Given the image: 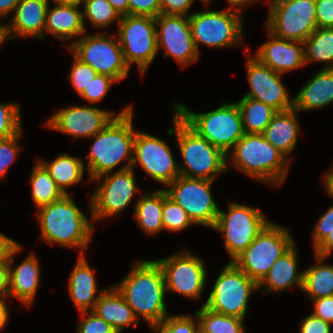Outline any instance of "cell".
I'll return each mask as SVG.
<instances>
[{
  "label": "cell",
  "instance_id": "52a82bcc",
  "mask_svg": "<svg viewBox=\"0 0 333 333\" xmlns=\"http://www.w3.org/2000/svg\"><path fill=\"white\" fill-rule=\"evenodd\" d=\"M294 244L296 243L286 226L270 221L254 241L231 262L259 283L275 261Z\"/></svg>",
  "mask_w": 333,
  "mask_h": 333
},
{
  "label": "cell",
  "instance_id": "ac0fdd59",
  "mask_svg": "<svg viewBox=\"0 0 333 333\" xmlns=\"http://www.w3.org/2000/svg\"><path fill=\"white\" fill-rule=\"evenodd\" d=\"M133 107L126 106L117 115L110 110L90 106H70L54 113L45 126L53 130L78 137H93L102 131L116 116L129 112Z\"/></svg>",
  "mask_w": 333,
  "mask_h": 333
},
{
  "label": "cell",
  "instance_id": "30bf717a",
  "mask_svg": "<svg viewBox=\"0 0 333 333\" xmlns=\"http://www.w3.org/2000/svg\"><path fill=\"white\" fill-rule=\"evenodd\" d=\"M255 290H259L258 283L230 261L218 275L203 305L212 311L245 319L248 301Z\"/></svg>",
  "mask_w": 333,
  "mask_h": 333
},
{
  "label": "cell",
  "instance_id": "681fc988",
  "mask_svg": "<svg viewBox=\"0 0 333 333\" xmlns=\"http://www.w3.org/2000/svg\"><path fill=\"white\" fill-rule=\"evenodd\" d=\"M314 304V316L333 324V296L311 300Z\"/></svg>",
  "mask_w": 333,
  "mask_h": 333
},
{
  "label": "cell",
  "instance_id": "ab89813d",
  "mask_svg": "<svg viewBox=\"0 0 333 333\" xmlns=\"http://www.w3.org/2000/svg\"><path fill=\"white\" fill-rule=\"evenodd\" d=\"M20 113L18 104L0 103V140L11 138L22 130Z\"/></svg>",
  "mask_w": 333,
  "mask_h": 333
},
{
  "label": "cell",
  "instance_id": "d6a6232c",
  "mask_svg": "<svg viewBox=\"0 0 333 333\" xmlns=\"http://www.w3.org/2000/svg\"><path fill=\"white\" fill-rule=\"evenodd\" d=\"M236 103L241 112L244 132L247 134H263L277 112L265 103L250 97H243Z\"/></svg>",
  "mask_w": 333,
  "mask_h": 333
},
{
  "label": "cell",
  "instance_id": "836d02e7",
  "mask_svg": "<svg viewBox=\"0 0 333 333\" xmlns=\"http://www.w3.org/2000/svg\"><path fill=\"white\" fill-rule=\"evenodd\" d=\"M305 64L324 62L333 69V28H317L304 42Z\"/></svg>",
  "mask_w": 333,
  "mask_h": 333
},
{
  "label": "cell",
  "instance_id": "bcb514c9",
  "mask_svg": "<svg viewBox=\"0 0 333 333\" xmlns=\"http://www.w3.org/2000/svg\"><path fill=\"white\" fill-rule=\"evenodd\" d=\"M161 0H129L128 15L156 18L161 14Z\"/></svg>",
  "mask_w": 333,
  "mask_h": 333
},
{
  "label": "cell",
  "instance_id": "cb8c5ba5",
  "mask_svg": "<svg viewBox=\"0 0 333 333\" xmlns=\"http://www.w3.org/2000/svg\"><path fill=\"white\" fill-rule=\"evenodd\" d=\"M294 244L287 252L279 257L275 263L271 266L268 273L258 283V289L265 288L263 294L283 292L293 285L302 290L303 285V271L299 272L297 269L298 264V252ZM264 285V286H263Z\"/></svg>",
  "mask_w": 333,
  "mask_h": 333
},
{
  "label": "cell",
  "instance_id": "2e32d148",
  "mask_svg": "<svg viewBox=\"0 0 333 333\" xmlns=\"http://www.w3.org/2000/svg\"><path fill=\"white\" fill-rule=\"evenodd\" d=\"M155 261L162 269L166 292L172 291L192 299L202 296L207 271L200 257L183 250Z\"/></svg>",
  "mask_w": 333,
  "mask_h": 333
},
{
  "label": "cell",
  "instance_id": "9a60e30c",
  "mask_svg": "<svg viewBox=\"0 0 333 333\" xmlns=\"http://www.w3.org/2000/svg\"><path fill=\"white\" fill-rule=\"evenodd\" d=\"M212 180L178 176L164 189L167 196L180 205L195 225L212 229L216 223L219 207L212 197Z\"/></svg>",
  "mask_w": 333,
  "mask_h": 333
},
{
  "label": "cell",
  "instance_id": "6125c7cd",
  "mask_svg": "<svg viewBox=\"0 0 333 333\" xmlns=\"http://www.w3.org/2000/svg\"><path fill=\"white\" fill-rule=\"evenodd\" d=\"M6 41L4 36V24L0 22V45Z\"/></svg>",
  "mask_w": 333,
  "mask_h": 333
},
{
  "label": "cell",
  "instance_id": "816d5d0a",
  "mask_svg": "<svg viewBox=\"0 0 333 333\" xmlns=\"http://www.w3.org/2000/svg\"><path fill=\"white\" fill-rule=\"evenodd\" d=\"M9 296V270L6 256L0 261V299Z\"/></svg>",
  "mask_w": 333,
  "mask_h": 333
},
{
  "label": "cell",
  "instance_id": "f5cc1de1",
  "mask_svg": "<svg viewBox=\"0 0 333 333\" xmlns=\"http://www.w3.org/2000/svg\"><path fill=\"white\" fill-rule=\"evenodd\" d=\"M333 252V232L314 249V254L327 258Z\"/></svg>",
  "mask_w": 333,
  "mask_h": 333
},
{
  "label": "cell",
  "instance_id": "4316f807",
  "mask_svg": "<svg viewBox=\"0 0 333 333\" xmlns=\"http://www.w3.org/2000/svg\"><path fill=\"white\" fill-rule=\"evenodd\" d=\"M333 103V69H321L293 98V107L299 112L322 109Z\"/></svg>",
  "mask_w": 333,
  "mask_h": 333
},
{
  "label": "cell",
  "instance_id": "9c48e42d",
  "mask_svg": "<svg viewBox=\"0 0 333 333\" xmlns=\"http://www.w3.org/2000/svg\"><path fill=\"white\" fill-rule=\"evenodd\" d=\"M316 0H270L266 30L278 38L304 42L317 28Z\"/></svg>",
  "mask_w": 333,
  "mask_h": 333
},
{
  "label": "cell",
  "instance_id": "277c9868",
  "mask_svg": "<svg viewBox=\"0 0 333 333\" xmlns=\"http://www.w3.org/2000/svg\"><path fill=\"white\" fill-rule=\"evenodd\" d=\"M231 150L227 153V169L231 162L247 176L274 187H280L285 181L290 159L274 148L263 134L245 133Z\"/></svg>",
  "mask_w": 333,
  "mask_h": 333
},
{
  "label": "cell",
  "instance_id": "ba28073f",
  "mask_svg": "<svg viewBox=\"0 0 333 333\" xmlns=\"http://www.w3.org/2000/svg\"><path fill=\"white\" fill-rule=\"evenodd\" d=\"M189 23L198 53L199 45L225 48L243 44L242 11L239 9L198 11L189 14Z\"/></svg>",
  "mask_w": 333,
  "mask_h": 333
},
{
  "label": "cell",
  "instance_id": "e0dca14e",
  "mask_svg": "<svg viewBox=\"0 0 333 333\" xmlns=\"http://www.w3.org/2000/svg\"><path fill=\"white\" fill-rule=\"evenodd\" d=\"M140 164L154 181L165 186L178 176L179 164L175 161L165 140L142 131H136L132 167Z\"/></svg>",
  "mask_w": 333,
  "mask_h": 333
},
{
  "label": "cell",
  "instance_id": "e7e4bbea",
  "mask_svg": "<svg viewBox=\"0 0 333 333\" xmlns=\"http://www.w3.org/2000/svg\"><path fill=\"white\" fill-rule=\"evenodd\" d=\"M201 2H202L205 6H207V5L209 4V0H201Z\"/></svg>",
  "mask_w": 333,
  "mask_h": 333
},
{
  "label": "cell",
  "instance_id": "74e56055",
  "mask_svg": "<svg viewBox=\"0 0 333 333\" xmlns=\"http://www.w3.org/2000/svg\"><path fill=\"white\" fill-rule=\"evenodd\" d=\"M162 221L164 230L171 232L181 231L190 225H195L189 218L187 212L180 205L169 198L164 189Z\"/></svg>",
  "mask_w": 333,
  "mask_h": 333
},
{
  "label": "cell",
  "instance_id": "c3c4849f",
  "mask_svg": "<svg viewBox=\"0 0 333 333\" xmlns=\"http://www.w3.org/2000/svg\"><path fill=\"white\" fill-rule=\"evenodd\" d=\"M194 1L195 0H161V14L189 16L188 10H190Z\"/></svg>",
  "mask_w": 333,
  "mask_h": 333
},
{
  "label": "cell",
  "instance_id": "d4e9b609",
  "mask_svg": "<svg viewBox=\"0 0 333 333\" xmlns=\"http://www.w3.org/2000/svg\"><path fill=\"white\" fill-rule=\"evenodd\" d=\"M92 311L117 333H122L125 327L137 326L140 322L115 286L100 290V297Z\"/></svg>",
  "mask_w": 333,
  "mask_h": 333
},
{
  "label": "cell",
  "instance_id": "e575fe53",
  "mask_svg": "<svg viewBox=\"0 0 333 333\" xmlns=\"http://www.w3.org/2000/svg\"><path fill=\"white\" fill-rule=\"evenodd\" d=\"M31 196L34 204L40 208L60 199L64 194L57 187L49 171L38 160L30 175Z\"/></svg>",
  "mask_w": 333,
  "mask_h": 333
},
{
  "label": "cell",
  "instance_id": "91938a15",
  "mask_svg": "<svg viewBox=\"0 0 333 333\" xmlns=\"http://www.w3.org/2000/svg\"><path fill=\"white\" fill-rule=\"evenodd\" d=\"M14 240L0 233V251H7V248Z\"/></svg>",
  "mask_w": 333,
  "mask_h": 333
},
{
  "label": "cell",
  "instance_id": "7a4b0ae2",
  "mask_svg": "<svg viewBox=\"0 0 333 333\" xmlns=\"http://www.w3.org/2000/svg\"><path fill=\"white\" fill-rule=\"evenodd\" d=\"M70 194L40 207L37 220L41 229V239L49 244H61V247H78L79 255H84L91 241L94 229L93 219H88L79 209Z\"/></svg>",
  "mask_w": 333,
  "mask_h": 333
},
{
  "label": "cell",
  "instance_id": "ffe728a7",
  "mask_svg": "<svg viewBox=\"0 0 333 333\" xmlns=\"http://www.w3.org/2000/svg\"><path fill=\"white\" fill-rule=\"evenodd\" d=\"M247 79L250 91L243 97H250L265 103L276 111L293 108V98L282 83V74L262 64L256 57L247 54Z\"/></svg>",
  "mask_w": 333,
  "mask_h": 333
},
{
  "label": "cell",
  "instance_id": "9f6ffc18",
  "mask_svg": "<svg viewBox=\"0 0 333 333\" xmlns=\"http://www.w3.org/2000/svg\"><path fill=\"white\" fill-rule=\"evenodd\" d=\"M108 1L121 17L128 15L129 0H108Z\"/></svg>",
  "mask_w": 333,
  "mask_h": 333
},
{
  "label": "cell",
  "instance_id": "4fadbf2b",
  "mask_svg": "<svg viewBox=\"0 0 333 333\" xmlns=\"http://www.w3.org/2000/svg\"><path fill=\"white\" fill-rule=\"evenodd\" d=\"M269 222L259 209L230 203L228 212L219 209L212 229L225 237L224 246L233 260L254 241Z\"/></svg>",
  "mask_w": 333,
  "mask_h": 333
},
{
  "label": "cell",
  "instance_id": "8992f818",
  "mask_svg": "<svg viewBox=\"0 0 333 333\" xmlns=\"http://www.w3.org/2000/svg\"><path fill=\"white\" fill-rule=\"evenodd\" d=\"M174 111L200 136L226 155L245 134L237 103H222L216 110L195 113L186 105L174 103Z\"/></svg>",
  "mask_w": 333,
  "mask_h": 333
},
{
  "label": "cell",
  "instance_id": "1f68e13d",
  "mask_svg": "<svg viewBox=\"0 0 333 333\" xmlns=\"http://www.w3.org/2000/svg\"><path fill=\"white\" fill-rule=\"evenodd\" d=\"M315 259L317 264L303 270L302 291L311 300L333 296V264H324L327 258L316 254Z\"/></svg>",
  "mask_w": 333,
  "mask_h": 333
},
{
  "label": "cell",
  "instance_id": "f6af8a7d",
  "mask_svg": "<svg viewBox=\"0 0 333 333\" xmlns=\"http://www.w3.org/2000/svg\"><path fill=\"white\" fill-rule=\"evenodd\" d=\"M331 232H333V205L317 220L311 235L313 249H315Z\"/></svg>",
  "mask_w": 333,
  "mask_h": 333
},
{
  "label": "cell",
  "instance_id": "5bb4252c",
  "mask_svg": "<svg viewBox=\"0 0 333 333\" xmlns=\"http://www.w3.org/2000/svg\"><path fill=\"white\" fill-rule=\"evenodd\" d=\"M134 175L133 167L119 168L113 174L107 173L94 179H104L91 194L90 218L94 222L117 216L128 207L138 190Z\"/></svg>",
  "mask_w": 333,
  "mask_h": 333
},
{
  "label": "cell",
  "instance_id": "3957f363",
  "mask_svg": "<svg viewBox=\"0 0 333 333\" xmlns=\"http://www.w3.org/2000/svg\"><path fill=\"white\" fill-rule=\"evenodd\" d=\"M133 109L116 116L102 131L95 134L94 143L87 155V169L90 180L111 173L122 163V170L133 163L134 139L137 130L133 128Z\"/></svg>",
  "mask_w": 333,
  "mask_h": 333
},
{
  "label": "cell",
  "instance_id": "11a10c76",
  "mask_svg": "<svg viewBox=\"0 0 333 333\" xmlns=\"http://www.w3.org/2000/svg\"><path fill=\"white\" fill-rule=\"evenodd\" d=\"M5 300L6 299H0V332L7 325L10 314L7 306L8 304H6Z\"/></svg>",
  "mask_w": 333,
  "mask_h": 333
},
{
  "label": "cell",
  "instance_id": "f907efd6",
  "mask_svg": "<svg viewBox=\"0 0 333 333\" xmlns=\"http://www.w3.org/2000/svg\"><path fill=\"white\" fill-rule=\"evenodd\" d=\"M331 324L310 314L301 321L300 333H331Z\"/></svg>",
  "mask_w": 333,
  "mask_h": 333
},
{
  "label": "cell",
  "instance_id": "f1b7e54d",
  "mask_svg": "<svg viewBox=\"0 0 333 333\" xmlns=\"http://www.w3.org/2000/svg\"><path fill=\"white\" fill-rule=\"evenodd\" d=\"M48 8L44 32L53 35L61 41H67L73 37H81L86 33L83 24L82 10L78 6L62 5Z\"/></svg>",
  "mask_w": 333,
  "mask_h": 333
},
{
  "label": "cell",
  "instance_id": "b9f144b4",
  "mask_svg": "<svg viewBox=\"0 0 333 333\" xmlns=\"http://www.w3.org/2000/svg\"><path fill=\"white\" fill-rule=\"evenodd\" d=\"M115 82L117 81L114 78L97 73L80 96L91 104L97 103L105 97Z\"/></svg>",
  "mask_w": 333,
  "mask_h": 333
},
{
  "label": "cell",
  "instance_id": "8d00e7d4",
  "mask_svg": "<svg viewBox=\"0 0 333 333\" xmlns=\"http://www.w3.org/2000/svg\"><path fill=\"white\" fill-rule=\"evenodd\" d=\"M83 24L86 28L85 19L96 28H105L117 21L118 24L121 16L114 9L108 0H85L82 10Z\"/></svg>",
  "mask_w": 333,
  "mask_h": 333
},
{
  "label": "cell",
  "instance_id": "f546056e",
  "mask_svg": "<svg viewBox=\"0 0 333 333\" xmlns=\"http://www.w3.org/2000/svg\"><path fill=\"white\" fill-rule=\"evenodd\" d=\"M82 160L84 158L70 156L66 153L58 155L52 162L39 159L64 195L69 194L67 187L83 181L86 168Z\"/></svg>",
  "mask_w": 333,
  "mask_h": 333
},
{
  "label": "cell",
  "instance_id": "d6986e66",
  "mask_svg": "<svg viewBox=\"0 0 333 333\" xmlns=\"http://www.w3.org/2000/svg\"><path fill=\"white\" fill-rule=\"evenodd\" d=\"M155 23L158 51L164 47L165 58L170 55L182 67L198 60L200 53L194 45L189 16L160 14Z\"/></svg>",
  "mask_w": 333,
  "mask_h": 333
},
{
  "label": "cell",
  "instance_id": "60d3db41",
  "mask_svg": "<svg viewBox=\"0 0 333 333\" xmlns=\"http://www.w3.org/2000/svg\"><path fill=\"white\" fill-rule=\"evenodd\" d=\"M69 73V80L76 92L81 95L97 72L74 55V62Z\"/></svg>",
  "mask_w": 333,
  "mask_h": 333
},
{
  "label": "cell",
  "instance_id": "7bdbcfd3",
  "mask_svg": "<svg viewBox=\"0 0 333 333\" xmlns=\"http://www.w3.org/2000/svg\"><path fill=\"white\" fill-rule=\"evenodd\" d=\"M21 135L22 130L11 138L0 140V179L7 174L6 172L21 150L17 144Z\"/></svg>",
  "mask_w": 333,
  "mask_h": 333
},
{
  "label": "cell",
  "instance_id": "680465c9",
  "mask_svg": "<svg viewBox=\"0 0 333 333\" xmlns=\"http://www.w3.org/2000/svg\"><path fill=\"white\" fill-rule=\"evenodd\" d=\"M226 1L230 4L231 8L239 9L242 11L243 8L249 6L250 4L255 3L258 0H226Z\"/></svg>",
  "mask_w": 333,
  "mask_h": 333
},
{
  "label": "cell",
  "instance_id": "d590c367",
  "mask_svg": "<svg viewBox=\"0 0 333 333\" xmlns=\"http://www.w3.org/2000/svg\"><path fill=\"white\" fill-rule=\"evenodd\" d=\"M195 313L200 333H245L244 319L212 311L205 305Z\"/></svg>",
  "mask_w": 333,
  "mask_h": 333
},
{
  "label": "cell",
  "instance_id": "603a6c76",
  "mask_svg": "<svg viewBox=\"0 0 333 333\" xmlns=\"http://www.w3.org/2000/svg\"><path fill=\"white\" fill-rule=\"evenodd\" d=\"M268 32V40L262 44L254 57L273 71L283 74L305 65L304 43L278 38Z\"/></svg>",
  "mask_w": 333,
  "mask_h": 333
},
{
  "label": "cell",
  "instance_id": "7402d4cb",
  "mask_svg": "<svg viewBox=\"0 0 333 333\" xmlns=\"http://www.w3.org/2000/svg\"><path fill=\"white\" fill-rule=\"evenodd\" d=\"M50 0H20L10 25H4L5 40L15 37H34L44 39V28Z\"/></svg>",
  "mask_w": 333,
  "mask_h": 333
},
{
  "label": "cell",
  "instance_id": "ee69618b",
  "mask_svg": "<svg viewBox=\"0 0 333 333\" xmlns=\"http://www.w3.org/2000/svg\"><path fill=\"white\" fill-rule=\"evenodd\" d=\"M81 321L77 326V333H117L105 320L98 317L93 311H82ZM88 314V315H87Z\"/></svg>",
  "mask_w": 333,
  "mask_h": 333
},
{
  "label": "cell",
  "instance_id": "6da1fadb",
  "mask_svg": "<svg viewBox=\"0 0 333 333\" xmlns=\"http://www.w3.org/2000/svg\"><path fill=\"white\" fill-rule=\"evenodd\" d=\"M134 311L150 326L163 321L167 314L165 281L155 260H139L123 280L114 285Z\"/></svg>",
  "mask_w": 333,
  "mask_h": 333
},
{
  "label": "cell",
  "instance_id": "7c38bea8",
  "mask_svg": "<svg viewBox=\"0 0 333 333\" xmlns=\"http://www.w3.org/2000/svg\"><path fill=\"white\" fill-rule=\"evenodd\" d=\"M70 50L82 62L88 64L98 74L107 75L116 81L125 79L129 72L119 40L110 37L108 32L90 35L83 34L71 43Z\"/></svg>",
  "mask_w": 333,
  "mask_h": 333
},
{
  "label": "cell",
  "instance_id": "db71d44e",
  "mask_svg": "<svg viewBox=\"0 0 333 333\" xmlns=\"http://www.w3.org/2000/svg\"><path fill=\"white\" fill-rule=\"evenodd\" d=\"M20 0H0V22L5 19L9 13H14Z\"/></svg>",
  "mask_w": 333,
  "mask_h": 333
},
{
  "label": "cell",
  "instance_id": "be15d7a7",
  "mask_svg": "<svg viewBox=\"0 0 333 333\" xmlns=\"http://www.w3.org/2000/svg\"><path fill=\"white\" fill-rule=\"evenodd\" d=\"M6 251H0V261L5 257Z\"/></svg>",
  "mask_w": 333,
  "mask_h": 333
},
{
  "label": "cell",
  "instance_id": "7dc6e473",
  "mask_svg": "<svg viewBox=\"0 0 333 333\" xmlns=\"http://www.w3.org/2000/svg\"><path fill=\"white\" fill-rule=\"evenodd\" d=\"M315 4L318 28H333V0H316Z\"/></svg>",
  "mask_w": 333,
  "mask_h": 333
},
{
  "label": "cell",
  "instance_id": "44dd1931",
  "mask_svg": "<svg viewBox=\"0 0 333 333\" xmlns=\"http://www.w3.org/2000/svg\"><path fill=\"white\" fill-rule=\"evenodd\" d=\"M21 249V245L13 241L5 254L9 270V297H16L30 307L39 288L40 266L36 255L31 252L24 261L13 267L14 256Z\"/></svg>",
  "mask_w": 333,
  "mask_h": 333
},
{
  "label": "cell",
  "instance_id": "484cf974",
  "mask_svg": "<svg viewBox=\"0 0 333 333\" xmlns=\"http://www.w3.org/2000/svg\"><path fill=\"white\" fill-rule=\"evenodd\" d=\"M297 113L294 107L277 111L263 133L266 140L287 159L296 147L300 133Z\"/></svg>",
  "mask_w": 333,
  "mask_h": 333
},
{
  "label": "cell",
  "instance_id": "94428289",
  "mask_svg": "<svg viewBox=\"0 0 333 333\" xmlns=\"http://www.w3.org/2000/svg\"><path fill=\"white\" fill-rule=\"evenodd\" d=\"M55 3H59L62 5H73V6H80V4L85 3V0H53Z\"/></svg>",
  "mask_w": 333,
  "mask_h": 333
},
{
  "label": "cell",
  "instance_id": "5b68a950",
  "mask_svg": "<svg viewBox=\"0 0 333 333\" xmlns=\"http://www.w3.org/2000/svg\"><path fill=\"white\" fill-rule=\"evenodd\" d=\"M173 124L174 128L167 134L175 135L178 143L184 163V166L179 164L180 175L215 181L218 175L228 171L227 155L195 132L176 112Z\"/></svg>",
  "mask_w": 333,
  "mask_h": 333
},
{
  "label": "cell",
  "instance_id": "4dcf8cb0",
  "mask_svg": "<svg viewBox=\"0 0 333 333\" xmlns=\"http://www.w3.org/2000/svg\"><path fill=\"white\" fill-rule=\"evenodd\" d=\"M137 225L147 233L156 234L164 230L162 221L163 189L140 197L134 206Z\"/></svg>",
  "mask_w": 333,
  "mask_h": 333
},
{
  "label": "cell",
  "instance_id": "8fae6325",
  "mask_svg": "<svg viewBox=\"0 0 333 333\" xmlns=\"http://www.w3.org/2000/svg\"><path fill=\"white\" fill-rule=\"evenodd\" d=\"M117 36L126 64L131 68L136 63L140 74L145 75L158 53L155 18L122 16Z\"/></svg>",
  "mask_w": 333,
  "mask_h": 333
},
{
  "label": "cell",
  "instance_id": "6f0895ef",
  "mask_svg": "<svg viewBox=\"0 0 333 333\" xmlns=\"http://www.w3.org/2000/svg\"><path fill=\"white\" fill-rule=\"evenodd\" d=\"M326 192L333 197V167L325 172L324 179Z\"/></svg>",
  "mask_w": 333,
  "mask_h": 333
},
{
  "label": "cell",
  "instance_id": "83f0119b",
  "mask_svg": "<svg viewBox=\"0 0 333 333\" xmlns=\"http://www.w3.org/2000/svg\"><path fill=\"white\" fill-rule=\"evenodd\" d=\"M67 287L71 294V299L79 312H89L94 309L100 295L96 294L98 285L95 280L94 271L90 268L88 262H86L84 255L78 257V261H76L70 274Z\"/></svg>",
  "mask_w": 333,
  "mask_h": 333
},
{
  "label": "cell",
  "instance_id": "f35d334b",
  "mask_svg": "<svg viewBox=\"0 0 333 333\" xmlns=\"http://www.w3.org/2000/svg\"><path fill=\"white\" fill-rule=\"evenodd\" d=\"M193 317L182 314L168 315L163 321L149 327L152 328L154 333H200V326L196 313Z\"/></svg>",
  "mask_w": 333,
  "mask_h": 333
}]
</instances>
